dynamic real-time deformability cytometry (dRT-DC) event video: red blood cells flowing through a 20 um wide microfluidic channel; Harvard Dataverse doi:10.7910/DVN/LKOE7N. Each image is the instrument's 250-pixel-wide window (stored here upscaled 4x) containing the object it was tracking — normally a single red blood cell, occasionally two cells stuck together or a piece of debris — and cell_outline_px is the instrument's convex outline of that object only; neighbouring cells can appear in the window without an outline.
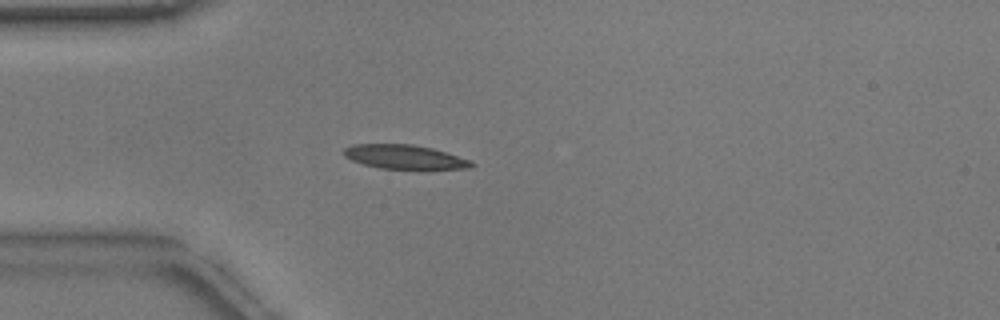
{"species": "common noctule bat (a hibernating species)", "species_latin": "Nyctalus noctula", "temperature_condition": "warm", "stored_images_in_passage": 52, "camera_frame_rate_fps": 3000, "um_per_image_px": 0.085, "animal": {"sex": "male", "body_mass_g": 17.9}, "frame": {"image": 1, "passage_image": 14, "time_ms": 4.333, "image_size_px": [1000, 320], "cell_outline_px": [[476, 164], [472, 168], [380, 168], [364, 164], [352, 160], [344, 156], [344, 148], [352, 144], [412, 144], [432, 148], [472, 160]], "centroid_in_image_um": [34.4, 13.32], "position_along_channel_um": 50.6, "area_um2": 17.69}}
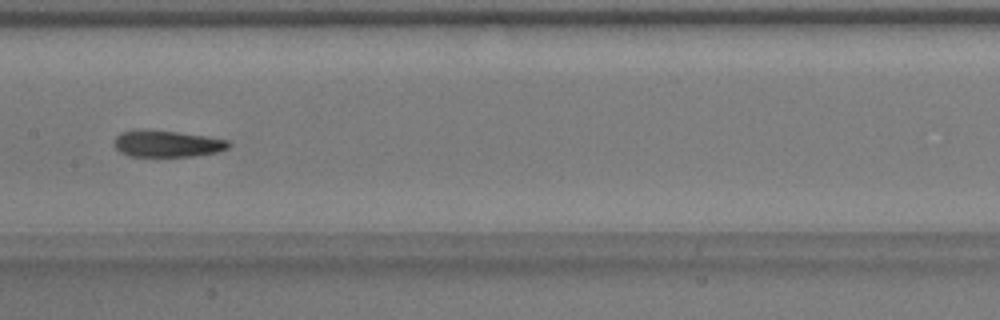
{"frame": {"image": 2, "passage_image": 26, "time_ms": 8.333, "image_size_px": [1000, 320], "cell_outline_px": [[232, 144], [228, 148], [216, 152], [192, 156], [128, 156], [120, 152], [112, 144], [116, 136], [120, 132], [140, 128], [176, 132], [204, 136], [228, 140]], "centroid_in_image_um": [14.14, 12.2], "position_along_channel_um": 193.3, "area_um2": 17.86}}
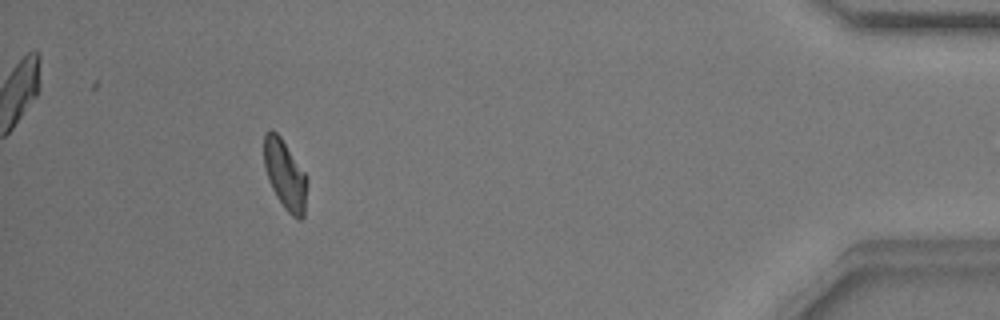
{"frame": {"image": 3, "passage_image": 48, "time_ms": 15.667, "image_size_px": [1000, 320], "cell_outline_px": [[308, 180], [304, 216], [300, 220], [292, 216], [284, 208], [276, 196], [268, 180], [264, 168], [264, 132], [268, 128], [272, 128], [280, 136], [308, 176]], "centroid_in_image_um": [24.23, 14.83], "position_along_channel_um": 411.0, "area_um2": 17.8}, "authors_computed_cell_mechanics": {"area_um2": 17.8602, "velocity_mm_per_s": 3.7935, "shape_relaxation_time_tau1_ms": 5.0446, "shape_relaxation_time_tau2_ms": 2.905, "deformation_change_tau1": 0.1887, "deformation_change_tau2": 0.092}}